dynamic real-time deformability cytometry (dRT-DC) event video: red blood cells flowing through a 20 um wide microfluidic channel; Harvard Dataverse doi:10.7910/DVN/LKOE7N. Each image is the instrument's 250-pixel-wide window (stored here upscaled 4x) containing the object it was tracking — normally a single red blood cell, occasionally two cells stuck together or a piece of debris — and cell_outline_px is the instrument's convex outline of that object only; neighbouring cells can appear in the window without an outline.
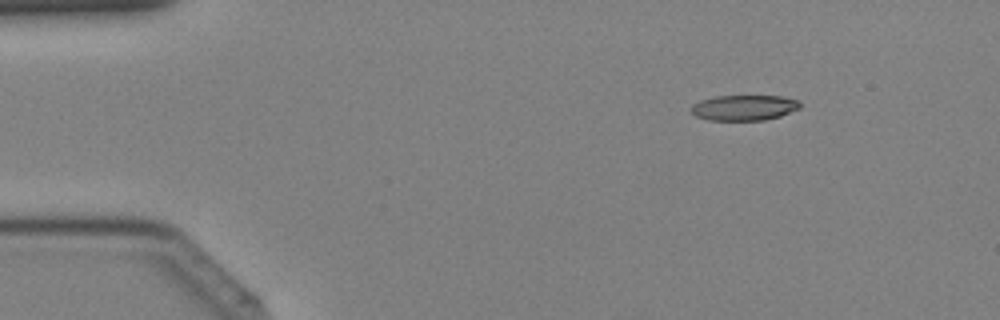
{"species": "Egyptian fruit bat (a non-hibernating species)", "species_latin": "Rousettus aegyptiacus", "temperature_condition": "cold", "stored_images_in_passage": 4, "camera_frame_rate_fps": 3000, "um_per_image_px": 0.085, "animal": {"sex": "female"}, "frame": {"image": 1, "passage_image": 1, "time_ms": 0.0, "image_size_px": [1000, 320], "cell_outline_px": [[804, 104], [800, 108], [780, 116], [764, 120], [708, 120], [696, 116], [688, 108], [692, 104], [700, 100], [716, 96], [780, 96], [800, 100]], "centroid_in_image_um": [63.26, 9.15], "position_along_channel_um": 21.7, "area_um2": 16.36}}